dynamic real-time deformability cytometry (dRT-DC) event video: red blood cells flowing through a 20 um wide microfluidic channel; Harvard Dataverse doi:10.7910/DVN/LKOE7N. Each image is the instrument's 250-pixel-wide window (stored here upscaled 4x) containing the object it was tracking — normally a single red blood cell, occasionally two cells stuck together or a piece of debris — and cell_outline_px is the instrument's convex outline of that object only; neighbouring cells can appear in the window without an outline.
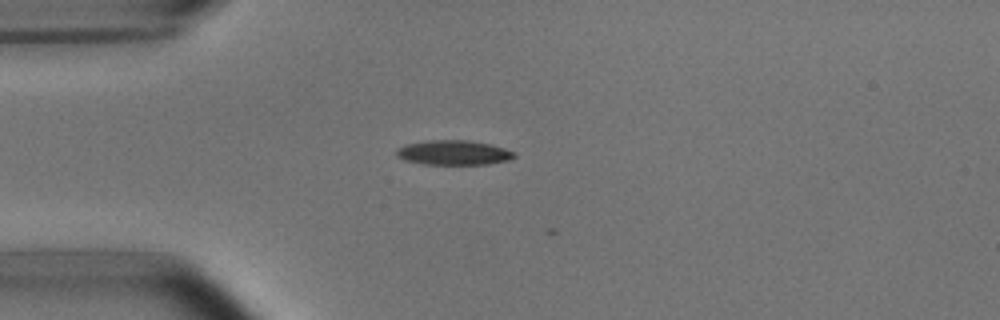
{"species": "common noctule bat (a hibernating species)", "species_latin": "Nyctalus noctula", "temperature_condition": "room temperature", "stored_images_in_passage": 4, "camera_frame_rate_fps": 3000, "um_per_image_px": 0.085, "animal": {"sex": "male", "body_mass_g": 15.6}, "frame": {"image": 1, "passage_image": 2, "time_ms": 0.333, "image_size_px": [1000, 320], "cell_outline_px": [[516, 156], [508, 160], [488, 164], [424, 164], [404, 160], [396, 156], [396, 148], [404, 144], [428, 140], [468, 140], [492, 144], [516, 152]], "centroid_in_image_um": [38.54, 12.96], "position_along_channel_um": 46.5, "area_um2": 17.11}}